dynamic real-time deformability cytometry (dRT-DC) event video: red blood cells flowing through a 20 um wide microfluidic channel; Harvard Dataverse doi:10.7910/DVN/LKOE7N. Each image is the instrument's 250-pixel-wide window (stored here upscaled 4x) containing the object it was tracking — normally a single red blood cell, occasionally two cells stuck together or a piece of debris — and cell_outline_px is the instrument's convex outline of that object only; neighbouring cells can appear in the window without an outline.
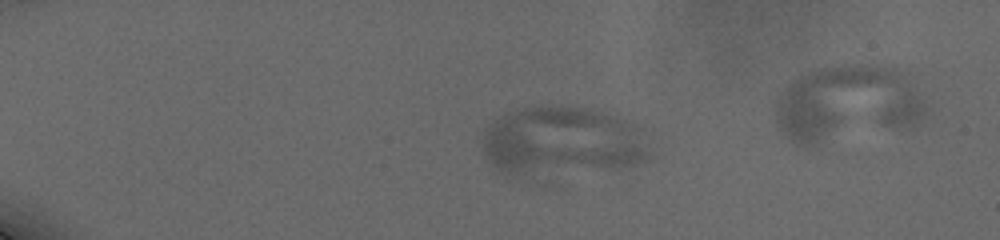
{"species": "human", "species_latin": "Homo sapiens", "temperature_condition": "cold", "stored_images_in_passage": 25, "camera_frame_rate_fps": 3000, "um_per_image_px": 0.085, "donor": {"sex": "male"}, "frame": {"image": 1, "passage_image": 1, "time_ms": 0.0, "image_size_px": [1000, 240], "cell_outline_px": [[656, 156], [652, 160], [620, 168], [528, 176], [504, 172], [496, 168], [488, 160], [484, 152], [484, 128], [492, 120], [516, 108], [528, 104], [584, 108], [612, 116], [648, 128]], "centroid_in_image_um": [47.92, 12.0], "position_along_channel_um": 37.1, "area_um2": 69.19}}
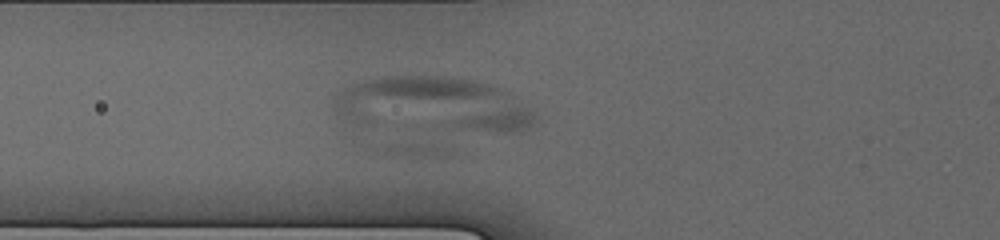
{"frame": {"image": 2, "passage_image": 22, "time_ms": 3.667, "image_size_px": [1000, 240], "cell_outline_px": [[540, 120], [536, 124], [520, 132], [492, 132], [360, 128], [344, 116], [336, 108], [336, 96], [344, 88], [352, 84], [364, 80], [392, 76], [448, 76], [472, 80], [488, 84], [504, 92], [532, 108]], "centroid_in_image_um": [36.82, 8.96], "position_along_channel_um": 89.0, "area_um2": 65.66}}